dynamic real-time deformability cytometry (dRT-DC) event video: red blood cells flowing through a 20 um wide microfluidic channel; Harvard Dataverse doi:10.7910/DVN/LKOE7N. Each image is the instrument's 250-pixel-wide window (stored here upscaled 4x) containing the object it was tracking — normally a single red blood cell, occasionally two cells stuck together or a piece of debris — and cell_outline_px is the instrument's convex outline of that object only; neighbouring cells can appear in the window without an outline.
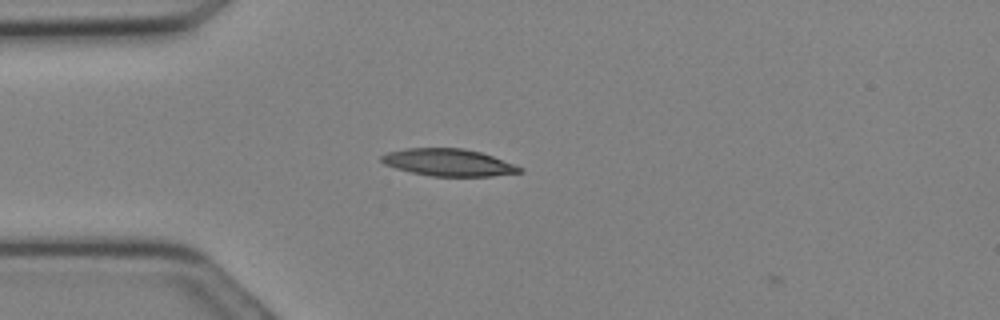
{"species": "Egyptian fruit bat (a non-hibernating species)", "species_latin": "Rousettus aegyptiacus", "temperature_condition": "cold", "stored_images_in_passage": 2, "camera_frame_rate_fps": 3000, "um_per_image_px": 0.085, "animal": {"sex": "female"}, "frame": {"image": 1, "passage_image": 1, "time_ms": 0.0, "image_size_px": [1000, 320], "cell_outline_px": [[524, 172], [492, 176], [432, 176], [412, 172], [396, 168], [384, 164], [380, 160], [380, 156], [388, 152], [408, 148], [464, 148], [480, 152], [492, 156], [524, 168]], "centroid_in_image_um": [38.13, 13.81], "position_along_channel_um": 46.9, "area_um2": 21.79}}